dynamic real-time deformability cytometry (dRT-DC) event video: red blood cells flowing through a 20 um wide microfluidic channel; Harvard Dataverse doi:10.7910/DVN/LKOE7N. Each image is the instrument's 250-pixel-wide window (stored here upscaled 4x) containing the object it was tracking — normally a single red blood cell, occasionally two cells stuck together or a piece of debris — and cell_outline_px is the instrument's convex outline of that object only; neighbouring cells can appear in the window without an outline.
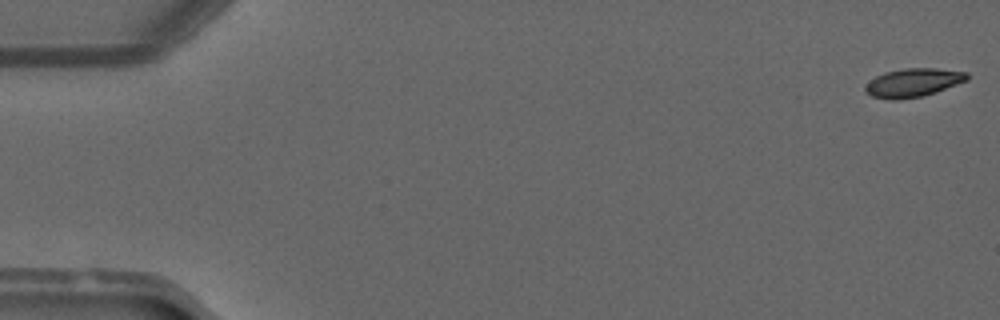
{"species": "common noctule bat (a hibernating species)", "species_latin": "Nyctalus noctula", "temperature_condition": "warm", "stored_images_in_passage": 45, "camera_frame_rate_fps": 3000, "um_per_image_px": 0.085, "animal": {"sex": "male", "forearm_length_mm": 52.5}, "frame": {"image": 1, "passage_image": 1, "time_ms": 0.0, "image_size_px": [1000, 320], "cell_outline_px": [[968, 80], [924, 96], [896, 100], [892, 100], [872, 96], [864, 92], [864, 88], [876, 76], [884, 72], [904, 68], [936, 68], [968, 72]], "centroid_in_image_um": [77.62, 7.02], "position_along_channel_um": 7.4, "area_um2": 16.88}}
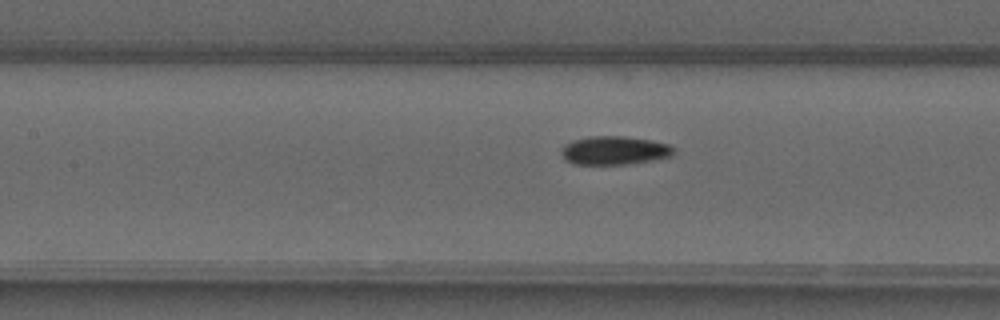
{"frame": {"image": 2, "passage_image": 23, "time_ms": 7.333, "image_size_px": [1000, 320], "cell_outline_px": [[676, 152], [672, 156], [628, 164], [572, 164], [564, 160], [560, 152], [560, 148], [564, 144], [572, 140], [588, 136], [624, 136], [652, 140], [668, 144], [676, 148]], "centroid_in_image_um": [52.19, 12.78], "position_along_channel_um": 155.2, "area_um2": 19.02}}
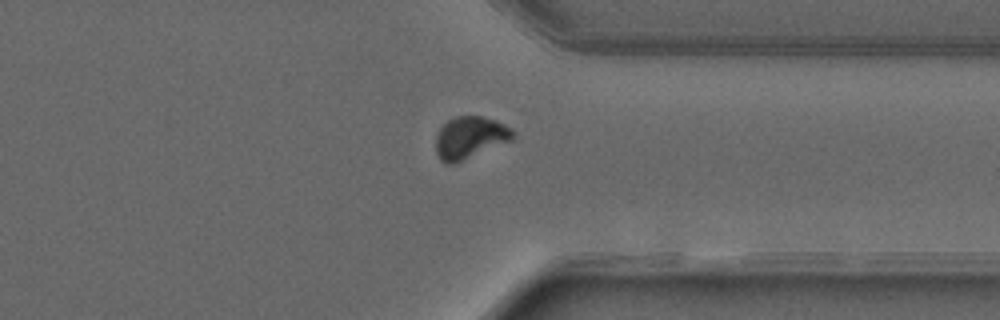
{"frame": {"image": 3, "passage_image": 39, "time_ms": 12.667, "image_size_px": [1000, 320], "cell_outline_px": [[512, 140], [456, 164], [444, 164], [440, 160], [436, 152], [436, 136], [440, 128], [448, 120], [456, 116], [484, 116], [496, 120], [512, 128]], "centroid_in_image_um": [39.92, 11.71], "position_along_channel_um": 371.5, "area_um2": 19.07}}